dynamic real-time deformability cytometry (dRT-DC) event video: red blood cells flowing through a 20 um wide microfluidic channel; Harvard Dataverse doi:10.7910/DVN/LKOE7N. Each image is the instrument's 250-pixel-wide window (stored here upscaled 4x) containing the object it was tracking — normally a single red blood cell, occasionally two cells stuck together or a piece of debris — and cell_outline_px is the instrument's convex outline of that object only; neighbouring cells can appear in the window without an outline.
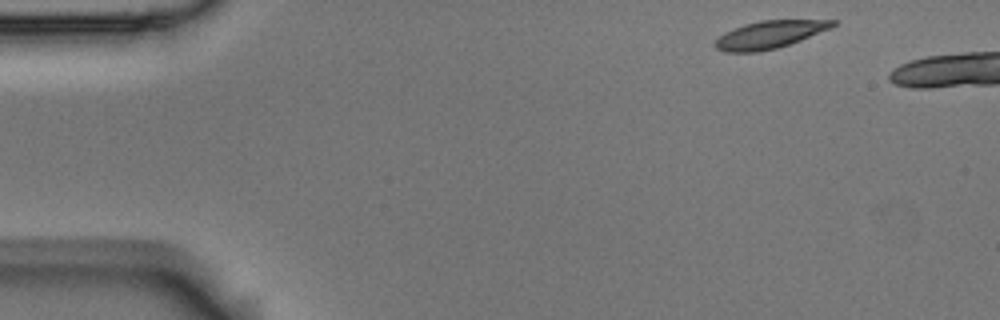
{"species": "Egyptian fruit bat (a non-hibernating species)", "species_latin": "Rousettus aegyptiacus", "temperature_condition": "room temperature", "stored_images_in_passage": 5, "camera_frame_rate_fps": 3000, "um_per_image_px": 0.085, "animal": {"sex": "male"}, "frame": {"image": 1, "passage_image": 1, "time_ms": 0.0, "image_size_px": [1000, 320], "cell_outline_px": [[836, 24], [832, 28], [800, 40], [776, 48], [760, 52], [724, 52], [716, 48], [712, 44], [724, 32], [744, 24], [760, 20], [836, 20]], "centroid_in_image_um": [65.39, 2.94], "position_along_channel_um": 19.6, "area_um2": 18.9}}